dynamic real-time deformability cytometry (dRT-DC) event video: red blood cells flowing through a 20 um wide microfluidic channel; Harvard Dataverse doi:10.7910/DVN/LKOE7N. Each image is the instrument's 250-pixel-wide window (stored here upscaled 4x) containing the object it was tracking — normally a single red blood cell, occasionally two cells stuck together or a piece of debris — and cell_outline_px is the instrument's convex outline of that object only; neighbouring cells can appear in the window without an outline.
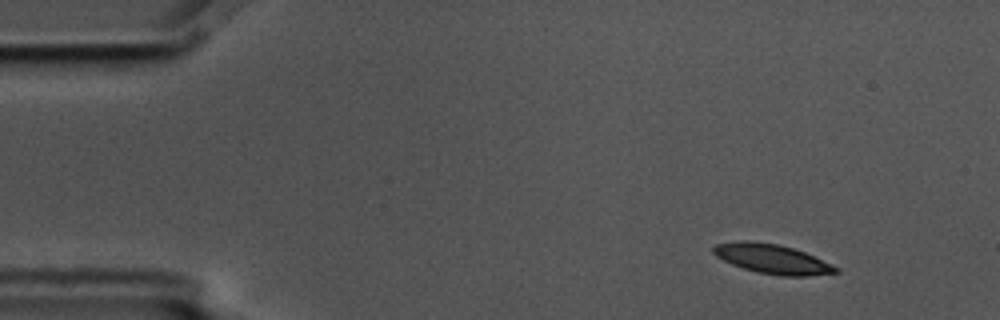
{"species": "common noctule bat (a hibernating species)", "species_latin": "Nyctalus noctula", "temperature_condition": "cold", "stored_images_in_passage": 4, "camera_frame_rate_fps": 3000, "um_per_image_px": 0.085, "animal": {"sex": "male", "body_mass_g": 17.5, "forearm_length_mm": 52.3}, "frame": {"image": 1, "passage_image": 1, "time_ms": 0.0, "image_size_px": [1000, 320], "cell_outline_px": [[840, 272], [804, 276], [784, 276], [756, 272], [732, 264], [716, 256], [712, 252], [712, 248], [716, 244], [736, 240], [752, 240], [776, 244], [792, 248], [804, 252], [832, 264], [840, 268]], "centroid_in_image_um": [65.62, 22.0], "position_along_channel_um": 19.4, "area_um2": 20.98}}
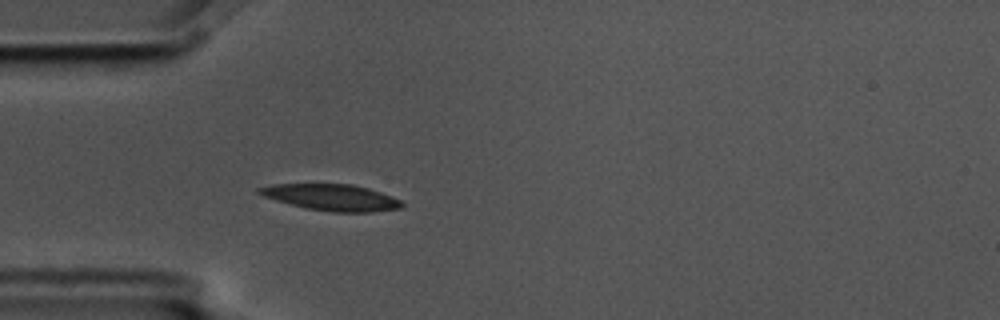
{"frame": {"image": 2, "passage_image": 4, "time_ms": 1.0, "image_size_px": [1000, 320], "cell_outline_px": [[404, 204], [400, 208], [372, 212], [332, 212], [304, 208], [276, 200], [264, 196], [256, 192], [256, 188], [272, 184], [352, 184], [368, 188], [392, 196], [400, 200]], "centroid_in_image_um": [28.16, 16.78], "position_along_channel_um": 56.8, "area_um2": 21.91}}